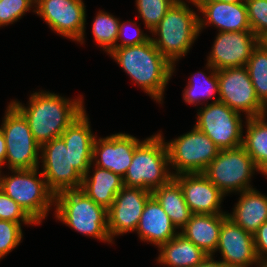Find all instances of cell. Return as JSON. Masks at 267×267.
<instances>
[{"label": "cell", "instance_id": "cb8c5ba5", "mask_svg": "<svg viewBox=\"0 0 267 267\" xmlns=\"http://www.w3.org/2000/svg\"><path fill=\"white\" fill-rule=\"evenodd\" d=\"M158 248L160 255L157 262L168 267H195L208 256L181 233L161 244Z\"/></svg>", "mask_w": 267, "mask_h": 267}, {"label": "cell", "instance_id": "1f68e13d", "mask_svg": "<svg viewBox=\"0 0 267 267\" xmlns=\"http://www.w3.org/2000/svg\"><path fill=\"white\" fill-rule=\"evenodd\" d=\"M22 237L21 223L0 220V259L16 248Z\"/></svg>", "mask_w": 267, "mask_h": 267}, {"label": "cell", "instance_id": "4316f807", "mask_svg": "<svg viewBox=\"0 0 267 267\" xmlns=\"http://www.w3.org/2000/svg\"><path fill=\"white\" fill-rule=\"evenodd\" d=\"M246 67L257 98L267 108V46L262 41L252 51Z\"/></svg>", "mask_w": 267, "mask_h": 267}, {"label": "cell", "instance_id": "5bb4252c", "mask_svg": "<svg viewBox=\"0 0 267 267\" xmlns=\"http://www.w3.org/2000/svg\"><path fill=\"white\" fill-rule=\"evenodd\" d=\"M260 42L252 30L219 32L207 63L216 70L246 66Z\"/></svg>", "mask_w": 267, "mask_h": 267}, {"label": "cell", "instance_id": "ffe728a7", "mask_svg": "<svg viewBox=\"0 0 267 267\" xmlns=\"http://www.w3.org/2000/svg\"><path fill=\"white\" fill-rule=\"evenodd\" d=\"M176 229L168 214L158 201L151 196L145 203L143 213L135 230L139 235L138 237L142 241L153 243L159 247L179 233L175 232Z\"/></svg>", "mask_w": 267, "mask_h": 267}, {"label": "cell", "instance_id": "f1b7e54d", "mask_svg": "<svg viewBox=\"0 0 267 267\" xmlns=\"http://www.w3.org/2000/svg\"><path fill=\"white\" fill-rule=\"evenodd\" d=\"M120 20L113 15L99 11L92 24V34L94 40L107 53L117 44L118 29Z\"/></svg>", "mask_w": 267, "mask_h": 267}, {"label": "cell", "instance_id": "ab89813d", "mask_svg": "<svg viewBox=\"0 0 267 267\" xmlns=\"http://www.w3.org/2000/svg\"><path fill=\"white\" fill-rule=\"evenodd\" d=\"M258 264H259V265H258ZM257 265H258L259 267H267V258L265 257V258H263V259L258 260Z\"/></svg>", "mask_w": 267, "mask_h": 267}, {"label": "cell", "instance_id": "7a4b0ae2", "mask_svg": "<svg viewBox=\"0 0 267 267\" xmlns=\"http://www.w3.org/2000/svg\"><path fill=\"white\" fill-rule=\"evenodd\" d=\"M78 98L72 101L49 91H41L30 96L28 107L16 100L11 103L26 118L33 137L42 145L61 137L67 127L85 111L83 97Z\"/></svg>", "mask_w": 267, "mask_h": 267}, {"label": "cell", "instance_id": "d6a6232c", "mask_svg": "<svg viewBox=\"0 0 267 267\" xmlns=\"http://www.w3.org/2000/svg\"><path fill=\"white\" fill-rule=\"evenodd\" d=\"M36 4V0H1L0 1V27L21 19L25 12Z\"/></svg>", "mask_w": 267, "mask_h": 267}, {"label": "cell", "instance_id": "7c38bea8", "mask_svg": "<svg viewBox=\"0 0 267 267\" xmlns=\"http://www.w3.org/2000/svg\"><path fill=\"white\" fill-rule=\"evenodd\" d=\"M219 97L215 102L225 103L246 118L267 115V108L257 98L246 66L217 70Z\"/></svg>", "mask_w": 267, "mask_h": 267}, {"label": "cell", "instance_id": "74e56055", "mask_svg": "<svg viewBox=\"0 0 267 267\" xmlns=\"http://www.w3.org/2000/svg\"><path fill=\"white\" fill-rule=\"evenodd\" d=\"M5 158H6V143L5 138L0 127V166L5 165Z\"/></svg>", "mask_w": 267, "mask_h": 267}, {"label": "cell", "instance_id": "52a82bcc", "mask_svg": "<svg viewBox=\"0 0 267 267\" xmlns=\"http://www.w3.org/2000/svg\"><path fill=\"white\" fill-rule=\"evenodd\" d=\"M38 169L11 170L15 174L10 176L0 172V189L40 224L54 205L55 195L48 189L42 172L37 175Z\"/></svg>", "mask_w": 267, "mask_h": 267}, {"label": "cell", "instance_id": "8992f818", "mask_svg": "<svg viewBox=\"0 0 267 267\" xmlns=\"http://www.w3.org/2000/svg\"><path fill=\"white\" fill-rule=\"evenodd\" d=\"M58 220L86 236L113 243L108 234L107 209L96 204L81 189L66 190L55 195Z\"/></svg>", "mask_w": 267, "mask_h": 267}, {"label": "cell", "instance_id": "30bf717a", "mask_svg": "<svg viewBox=\"0 0 267 267\" xmlns=\"http://www.w3.org/2000/svg\"><path fill=\"white\" fill-rule=\"evenodd\" d=\"M165 143L169 164L176 170L172 173L173 176L203 173L220 151L216 144L195 126L190 132Z\"/></svg>", "mask_w": 267, "mask_h": 267}, {"label": "cell", "instance_id": "d590c367", "mask_svg": "<svg viewBox=\"0 0 267 267\" xmlns=\"http://www.w3.org/2000/svg\"><path fill=\"white\" fill-rule=\"evenodd\" d=\"M255 252L258 260L267 258V221L253 234ZM266 255V256H265Z\"/></svg>", "mask_w": 267, "mask_h": 267}, {"label": "cell", "instance_id": "9a60e30c", "mask_svg": "<svg viewBox=\"0 0 267 267\" xmlns=\"http://www.w3.org/2000/svg\"><path fill=\"white\" fill-rule=\"evenodd\" d=\"M152 192L141 188L123 187L107 210L108 234L113 241L116 235L133 232L140 221L143 209Z\"/></svg>", "mask_w": 267, "mask_h": 267}, {"label": "cell", "instance_id": "603a6c76", "mask_svg": "<svg viewBox=\"0 0 267 267\" xmlns=\"http://www.w3.org/2000/svg\"><path fill=\"white\" fill-rule=\"evenodd\" d=\"M83 176L81 190L96 204L105 207L107 210L112 206L117 193L124 187L123 177L95 166L92 177Z\"/></svg>", "mask_w": 267, "mask_h": 267}, {"label": "cell", "instance_id": "60d3db41", "mask_svg": "<svg viewBox=\"0 0 267 267\" xmlns=\"http://www.w3.org/2000/svg\"><path fill=\"white\" fill-rule=\"evenodd\" d=\"M262 42L267 46V36L262 40Z\"/></svg>", "mask_w": 267, "mask_h": 267}, {"label": "cell", "instance_id": "d6986e66", "mask_svg": "<svg viewBox=\"0 0 267 267\" xmlns=\"http://www.w3.org/2000/svg\"><path fill=\"white\" fill-rule=\"evenodd\" d=\"M202 12L205 19L199 17V32L203 26L212 24L219 32H237L251 30L245 2L225 3L220 1L190 0Z\"/></svg>", "mask_w": 267, "mask_h": 267}, {"label": "cell", "instance_id": "7402d4cb", "mask_svg": "<svg viewBox=\"0 0 267 267\" xmlns=\"http://www.w3.org/2000/svg\"><path fill=\"white\" fill-rule=\"evenodd\" d=\"M232 214H227L238 226L254 234L267 221V196L254 188L240 193Z\"/></svg>", "mask_w": 267, "mask_h": 267}, {"label": "cell", "instance_id": "f35d334b", "mask_svg": "<svg viewBox=\"0 0 267 267\" xmlns=\"http://www.w3.org/2000/svg\"><path fill=\"white\" fill-rule=\"evenodd\" d=\"M195 1H220L225 3L245 2V0H195Z\"/></svg>", "mask_w": 267, "mask_h": 267}, {"label": "cell", "instance_id": "484cf974", "mask_svg": "<svg viewBox=\"0 0 267 267\" xmlns=\"http://www.w3.org/2000/svg\"><path fill=\"white\" fill-rule=\"evenodd\" d=\"M267 115L246 118L247 132L242 147L252 158L256 167L267 176Z\"/></svg>", "mask_w": 267, "mask_h": 267}, {"label": "cell", "instance_id": "f546056e", "mask_svg": "<svg viewBox=\"0 0 267 267\" xmlns=\"http://www.w3.org/2000/svg\"><path fill=\"white\" fill-rule=\"evenodd\" d=\"M176 1L177 0H136V6L141 16H138V18L143 19L145 27L151 32Z\"/></svg>", "mask_w": 267, "mask_h": 267}, {"label": "cell", "instance_id": "ba28073f", "mask_svg": "<svg viewBox=\"0 0 267 267\" xmlns=\"http://www.w3.org/2000/svg\"><path fill=\"white\" fill-rule=\"evenodd\" d=\"M1 124L6 143V158L10 170L39 168L41 145L35 140L28 121L10 102Z\"/></svg>", "mask_w": 267, "mask_h": 267}, {"label": "cell", "instance_id": "e575fe53", "mask_svg": "<svg viewBox=\"0 0 267 267\" xmlns=\"http://www.w3.org/2000/svg\"><path fill=\"white\" fill-rule=\"evenodd\" d=\"M126 27H127V24L119 23L117 42L119 39L122 41L120 44L117 43L114 48H121V47H125V46H133V45L143 44L151 38V37L147 36L146 34H144L139 29V27H136V29H134L135 34L131 38L128 37V39H127L125 36ZM124 36H125V38H123Z\"/></svg>", "mask_w": 267, "mask_h": 267}, {"label": "cell", "instance_id": "83f0119b", "mask_svg": "<svg viewBox=\"0 0 267 267\" xmlns=\"http://www.w3.org/2000/svg\"><path fill=\"white\" fill-rule=\"evenodd\" d=\"M207 68L211 72L210 76H206L204 72H198L196 75L192 76L188 81V86L184 89L183 99L188 104L200 103L203 99H211L215 92L219 97V83L217 70L207 63ZM203 76L201 82H194L198 76ZM197 76V77H196ZM196 77V78H195Z\"/></svg>", "mask_w": 267, "mask_h": 267}, {"label": "cell", "instance_id": "836d02e7", "mask_svg": "<svg viewBox=\"0 0 267 267\" xmlns=\"http://www.w3.org/2000/svg\"><path fill=\"white\" fill-rule=\"evenodd\" d=\"M0 220L37 224L13 199L0 189Z\"/></svg>", "mask_w": 267, "mask_h": 267}, {"label": "cell", "instance_id": "277c9868", "mask_svg": "<svg viewBox=\"0 0 267 267\" xmlns=\"http://www.w3.org/2000/svg\"><path fill=\"white\" fill-rule=\"evenodd\" d=\"M155 47L175 66V61L185 56L199 35V16L187 3L177 0L151 31Z\"/></svg>", "mask_w": 267, "mask_h": 267}, {"label": "cell", "instance_id": "4dcf8cb0", "mask_svg": "<svg viewBox=\"0 0 267 267\" xmlns=\"http://www.w3.org/2000/svg\"><path fill=\"white\" fill-rule=\"evenodd\" d=\"M251 30L262 41L267 36V0H245Z\"/></svg>", "mask_w": 267, "mask_h": 267}, {"label": "cell", "instance_id": "44dd1931", "mask_svg": "<svg viewBox=\"0 0 267 267\" xmlns=\"http://www.w3.org/2000/svg\"><path fill=\"white\" fill-rule=\"evenodd\" d=\"M227 213L192 214L181 233L206 254L213 255L218 245L220 229Z\"/></svg>", "mask_w": 267, "mask_h": 267}, {"label": "cell", "instance_id": "6da1fadb", "mask_svg": "<svg viewBox=\"0 0 267 267\" xmlns=\"http://www.w3.org/2000/svg\"><path fill=\"white\" fill-rule=\"evenodd\" d=\"M89 118L84 111L61 134L41 145L42 175L54 194L81 188L82 178L93 164V144Z\"/></svg>", "mask_w": 267, "mask_h": 267}, {"label": "cell", "instance_id": "3957f363", "mask_svg": "<svg viewBox=\"0 0 267 267\" xmlns=\"http://www.w3.org/2000/svg\"><path fill=\"white\" fill-rule=\"evenodd\" d=\"M108 54L144 92L161 103L175 67L155 47L151 38L143 44L113 48Z\"/></svg>", "mask_w": 267, "mask_h": 267}, {"label": "cell", "instance_id": "e0dca14e", "mask_svg": "<svg viewBox=\"0 0 267 267\" xmlns=\"http://www.w3.org/2000/svg\"><path fill=\"white\" fill-rule=\"evenodd\" d=\"M139 139L126 133H117L105 138H95L93 144L94 166L110 170L124 177L126 174ZM99 157V158H98Z\"/></svg>", "mask_w": 267, "mask_h": 267}, {"label": "cell", "instance_id": "ac0fdd59", "mask_svg": "<svg viewBox=\"0 0 267 267\" xmlns=\"http://www.w3.org/2000/svg\"><path fill=\"white\" fill-rule=\"evenodd\" d=\"M173 178L180 184L193 214L226 213L220 210L225 195L203 173L179 174Z\"/></svg>", "mask_w": 267, "mask_h": 267}, {"label": "cell", "instance_id": "8fae6325", "mask_svg": "<svg viewBox=\"0 0 267 267\" xmlns=\"http://www.w3.org/2000/svg\"><path fill=\"white\" fill-rule=\"evenodd\" d=\"M240 115L225 103L214 101L199 109L194 126L204 132L220 150L233 149L242 146Z\"/></svg>", "mask_w": 267, "mask_h": 267}, {"label": "cell", "instance_id": "9c48e42d", "mask_svg": "<svg viewBox=\"0 0 267 267\" xmlns=\"http://www.w3.org/2000/svg\"><path fill=\"white\" fill-rule=\"evenodd\" d=\"M260 170L240 146L220 150L203 174L224 194L252 189L250 179Z\"/></svg>", "mask_w": 267, "mask_h": 267}, {"label": "cell", "instance_id": "5b68a950", "mask_svg": "<svg viewBox=\"0 0 267 267\" xmlns=\"http://www.w3.org/2000/svg\"><path fill=\"white\" fill-rule=\"evenodd\" d=\"M168 165V150L162 134L152 135L136 146L123 184L152 192L173 178Z\"/></svg>", "mask_w": 267, "mask_h": 267}, {"label": "cell", "instance_id": "4fadbf2b", "mask_svg": "<svg viewBox=\"0 0 267 267\" xmlns=\"http://www.w3.org/2000/svg\"><path fill=\"white\" fill-rule=\"evenodd\" d=\"M33 12L58 34L84 43L86 11L83 0H36Z\"/></svg>", "mask_w": 267, "mask_h": 267}, {"label": "cell", "instance_id": "2e32d148", "mask_svg": "<svg viewBox=\"0 0 267 267\" xmlns=\"http://www.w3.org/2000/svg\"><path fill=\"white\" fill-rule=\"evenodd\" d=\"M216 251L221 252V261L229 267H250L258 263L253 234L228 216L222 222Z\"/></svg>", "mask_w": 267, "mask_h": 267}, {"label": "cell", "instance_id": "d4e9b609", "mask_svg": "<svg viewBox=\"0 0 267 267\" xmlns=\"http://www.w3.org/2000/svg\"><path fill=\"white\" fill-rule=\"evenodd\" d=\"M152 196L168 214L172 224L182 229L192 216L180 184L172 178L167 184L152 191Z\"/></svg>", "mask_w": 267, "mask_h": 267}, {"label": "cell", "instance_id": "8d00e7d4", "mask_svg": "<svg viewBox=\"0 0 267 267\" xmlns=\"http://www.w3.org/2000/svg\"><path fill=\"white\" fill-rule=\"evenodd\" d=\"M195 267H229L222 261H215L213 255H208L201 263Z\"/></svg>", "mask_w": 267, "mask_h": 267}]
</instances>
